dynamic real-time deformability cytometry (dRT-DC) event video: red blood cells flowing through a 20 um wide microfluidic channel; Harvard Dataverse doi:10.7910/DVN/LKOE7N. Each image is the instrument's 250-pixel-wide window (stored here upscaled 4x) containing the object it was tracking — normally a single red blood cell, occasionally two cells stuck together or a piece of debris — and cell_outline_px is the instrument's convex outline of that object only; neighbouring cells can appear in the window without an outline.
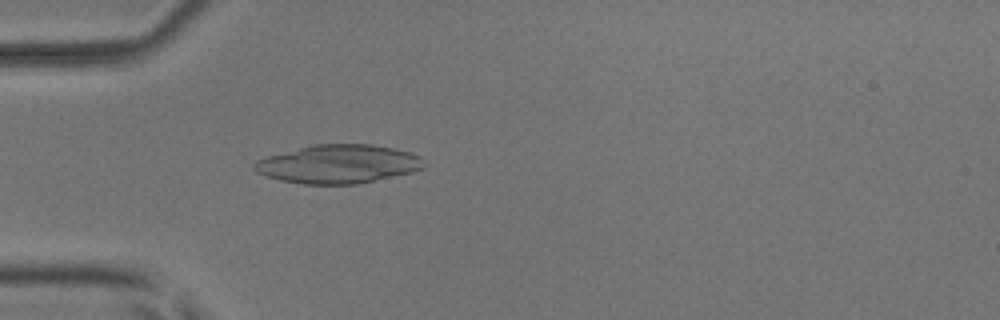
{"species": "common noctule bat (a hibernating species)", "species_latin": "Nyctalus noctula", "temperature_condition": "room temperature", "stored_images_in_passage": 5, "camera_frame_rate_fps": 3000, "um_per_image_px": 0.085, "animal": {"sex": "male", "body_mass_g": 17.9, "forearm_length_mm": 54.2}, "frame": {"image": 1, "passage_image": 5, "time_ms": 4.667, "image_size_px": [1000, 320], "cell_outline_px": [[428, 164], [424, 168], [412, 172], [356, 184], [304, 184], [280, 180], [264, 176], [256, 172], [252, 168], [252, 164], [256, 160], [268, 156], [312, 144], [372, 144], [392, 148], [408, 152], [420, 156]], "centroid_in_image_um": [28.74, 13.94], "position_along_channel_um": 56.3, "area_um2": 38.26}}